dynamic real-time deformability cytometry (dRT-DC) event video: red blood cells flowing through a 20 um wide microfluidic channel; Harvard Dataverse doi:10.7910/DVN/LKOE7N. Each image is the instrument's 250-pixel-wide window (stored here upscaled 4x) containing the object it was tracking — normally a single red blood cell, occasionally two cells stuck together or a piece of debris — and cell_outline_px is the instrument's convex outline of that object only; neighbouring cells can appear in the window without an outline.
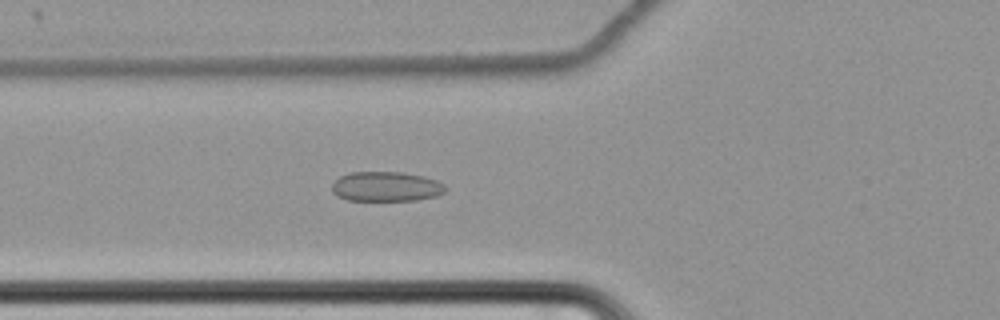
{"species": "common noctule bat (a hibernating species)", "species_latin": "Nyctalus noctula", "temperature_condition": "cold", "stored_images_in_passage": 65, "camera_frame_rate_fps": 3000, "um_per_image_px": 0.085, "animal": {"sex": "female", "body_mass_g": 22.7, "forearm_length_mm": 54.2}, "frame": {"image": 1, "passage_image": 28, "time_ms": 9.0, "image_size_px": [1000, 320], "cell_outline_px": [[444, 192], [436, 196], [416, 200], [348, 200], [336, 196], [332, 192], [332, 184], [340, 176], [348, 172], [404, 172], [424, 176], [436, 180], [444, 184]], "centroid_in_image_um": [32.79, 15.85], "position_along_channel_um": 93.0, "area_um2": 19.71}}
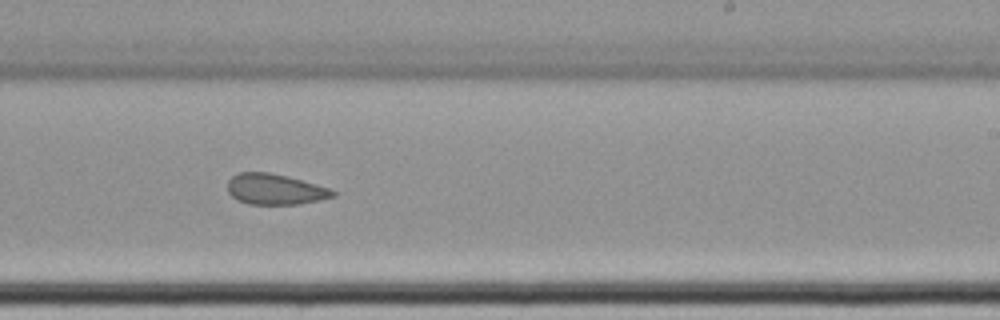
{"frame": {"image": 2, "passage_image": 43, "time_ms": 14.0, "image_size_px": [1000, 320], "cell_outline_px": [[336, 196], [320, 200], [300, 204], [248, 204], [236, 200], [228, 192], [228, 180], [232, 176], [240, 172], [268, 172], [288, 176], [332, 188], [336, 192]], "centroid_in_image_um": [23.41, 16.09], "position_along_channel_um": 265.6, "area_um2": 19.07}}
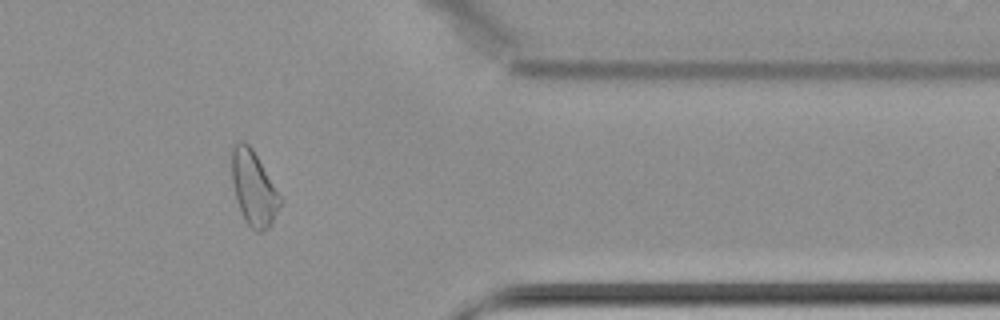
{"frame": {"image": 3, "passage_image": 55, "time_ms": 18.0, "image_size_px": [1000, 320], "cell_outline_px": [[284, 200], [272, 224], [264, 232], [256, 232], [244, 220], [236, 200], [232, 180], [232, 148], [240, 140], [244, 140], [252, 148]], "centroid_in_image_um": [21.59, 16.04], "position_along_channel_um": 389.8, "area_um2": 21.27}, "authors_computed_cell_mechanics": {"area_um2": 21.8484, "velocity_mm_per_s": 3.4578, "shape_relaxation_time_tau1_ms": null, "shape_relaxation_time_tau2_ms": 1.9704, "deformation_change_tau1": null, "deformation_change_tau2": 0.0824}}